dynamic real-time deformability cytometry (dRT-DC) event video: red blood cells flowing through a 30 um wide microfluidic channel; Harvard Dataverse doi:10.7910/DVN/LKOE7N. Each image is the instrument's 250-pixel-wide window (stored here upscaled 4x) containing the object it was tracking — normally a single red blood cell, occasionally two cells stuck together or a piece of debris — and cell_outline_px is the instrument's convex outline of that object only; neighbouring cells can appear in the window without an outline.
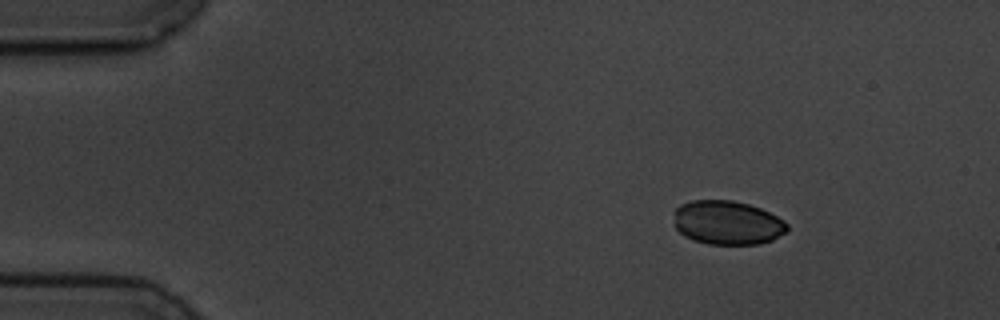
{"species": "common noctule bat (a hibernating species)", "species_latin": "Nyctalus noctula", "temperature_condition": "cold", "stored_images_in_passage": 9, "camera_frame_rate_fps": 3000, "um_per_image_px": 0.085, "animal": {"sex": "male", "body_mass_g": 19.5, "forearm_length_mm": 54.6}, "frame": {"image": 1, "passage_image": 1, "time_ms": 0.0, "image_size_px": [1000, 320], "cell_outline_px": [[788, 228], [784, 232], [772, 240], [760, 244], [708, 244], [692, 240], [684, 236], [676, 228], [672, 212], [680, 204], [692, 200], [732, 200], [748, 204], [760, 208], [784, 220], [788, 224]], "centroid_in_image_um": [61.78, 18.92], "position_along_channel_um": 23.2, "area_um2": 29.19}}
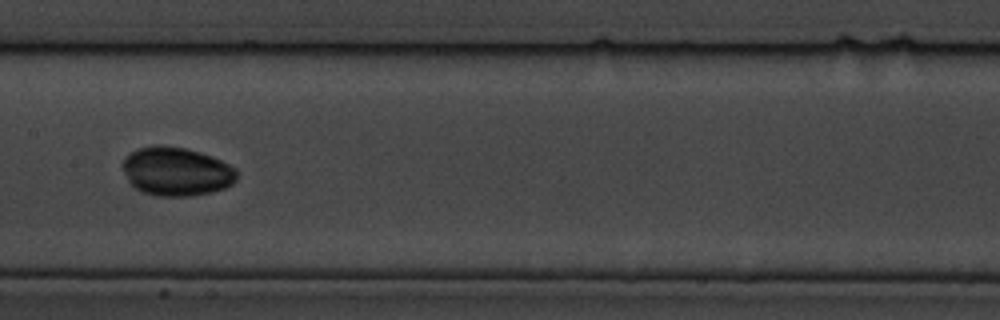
{"frame": {"image": 2, "passage_image": 7, "time_ms": 7.0, "image_size_px": [1000, 320], "cell_outline_px": [[236, 180], [232, 184], [224, 188], [212, 192], [192, 196], [156, 196], [144, 192], [136, 188], [128, 180], [120, 164], [132, 152], [140, 148], [184, 148], [200, 152], [212, 156], [236, 168]], "centroid_in_image_um": [15.03, 14.62], "position_along_channel_um": 192.4, "area_um2": 31.67}}
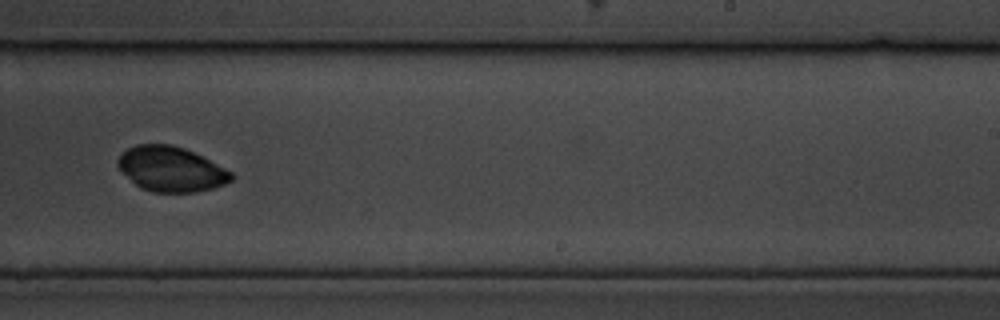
{"frame": {"image": 3, "passage_image": 9, "time_ms": 9.333, "image_size_px": [1000, 320], "cell_outline_px": [[236, 176], [232, 180], [224, 184], [212, 188], [192, 192], [152, 192], [140, 188], [120, 172], [116, 164], [116, 160], [128, 148], [136, 144], [172, 144], [184, 148], [232, 172]], "centroid_in_image_um": [14.49, 14.38], "position_along_channel_um": 274.5, "area_um2": 29.65}}